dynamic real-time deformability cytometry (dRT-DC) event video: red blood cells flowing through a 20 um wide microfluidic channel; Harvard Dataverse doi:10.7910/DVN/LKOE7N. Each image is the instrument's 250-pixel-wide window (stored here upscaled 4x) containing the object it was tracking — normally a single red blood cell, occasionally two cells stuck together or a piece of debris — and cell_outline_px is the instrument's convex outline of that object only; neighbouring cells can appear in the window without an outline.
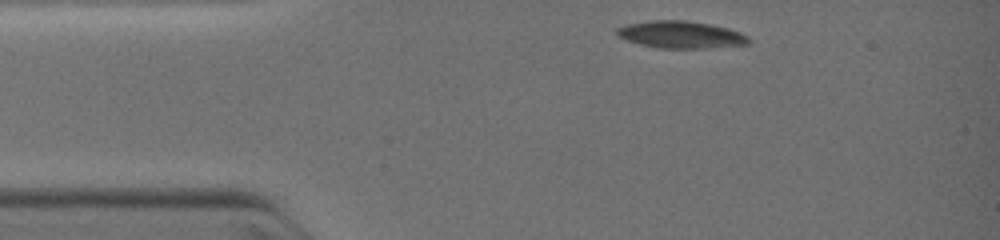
{"species": "common noctule bat (a hibernating species)", "species_latin": "Nyctalus noctula", "temperature_condition": "warm", "stored_images_in_passage": 30, "camera_frame_rate_fps": 3000, "um_per_image_px": 0.085, "animal": {"sex": "female", "body_mass_g": 19.0, "forearm_length_mm": 51.5}, "frame": {"image": 1, "passage_image": 1, "time_ms": 0.0, "image_size_px": [1000, 240], "cell_outline_px": [[752, 40], [748, 44], [704, 48], [656, 48], [640, 44], [616, 36], [616, 28], [628, 24], [648, 20], [688, 20], [728, 28], [740, 32], [748, 36]], "centroid_in_image_um": [57.86, 2.94], "position_along_channel_um": 27.1, "area_um2": 20.92}}
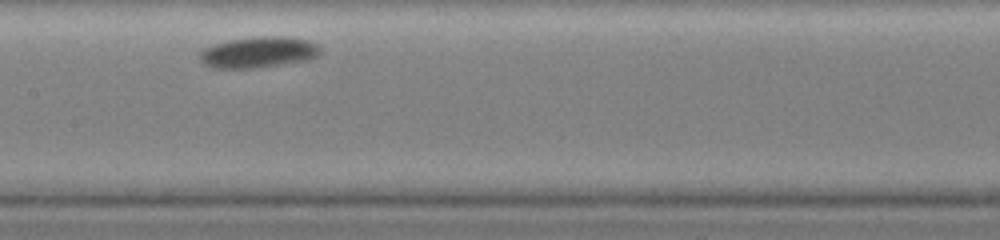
{"frame": {"image": 2, "passage_image": 15, "time_ms": 4.333, "image_size_px": [1000, 240], "cell_outline_px": [[320, 52], [316, 56], [308, 60], [260, 68], [212, 68], [204, 64], [200, 60], [200, 52], [204, 48], [228, 40], [260, 36], [284, 36], [308, 40], [316, 44], [320, 48]], "centroid_in_image_um": [21.97, 4.45], "position_along_channel_um": 185.4, "area_um2": 21.85}}
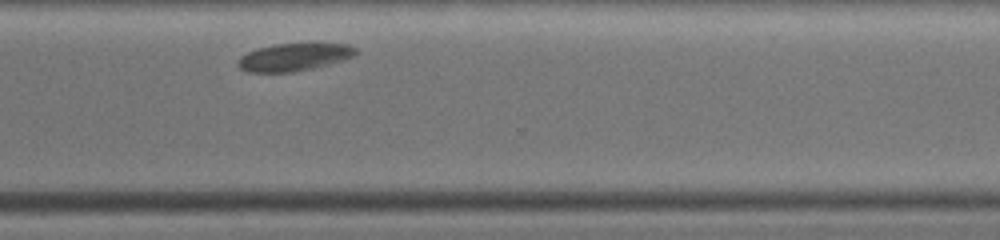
{"frame": {"image": 3, "passage_image": 29, "time_ms": 8.0, "image_size_px": [1000, 240], "cell_outline_px": [[356, 52], [352, 56], [344, 60], [312, 68], [292, 72], [248, 72], [240, 68], [236, 64], [240, 56], [256, 48], [276, 44], [348, 44], [356, 48]], "centroid_in_image_um": [24.94, 4.86], "position_along_channel_um": 345.7, "area_um2": 18.73}}